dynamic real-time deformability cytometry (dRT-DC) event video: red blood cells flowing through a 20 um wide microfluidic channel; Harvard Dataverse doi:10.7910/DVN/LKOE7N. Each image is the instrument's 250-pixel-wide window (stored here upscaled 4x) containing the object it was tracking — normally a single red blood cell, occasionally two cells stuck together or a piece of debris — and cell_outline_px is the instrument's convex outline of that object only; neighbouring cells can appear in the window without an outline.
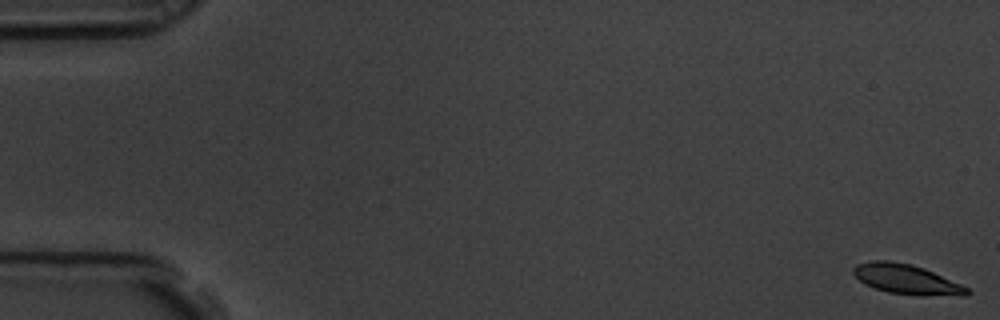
{"species": "common noctule bat (a hibernating species)", "species_latin": "Nyctalus noctula", "temperature_condition": "room temperature", "stored_images_in_passage": 6, "camera_frame_rate_fps": 3000, "um_per_image_px": 0.085, "animal": {"sex": "male", "body_mass_g": 19.5, "forearm_length_mm": 54.6}, "frame": {"image": 1, "passage_image": 1, "time_ms": 0.0, "image_size_px": [1000, 320], "cell_outline_px": [[972, 292], [968, 296], [964, 296], [888, 292], [876, 288], [860, 280], [852, 272], [852, 268], [856, 264], [872, 260], [888, 260], [912, 264], [924, 268], [960, 284], [968, 288]], "centroid_in_image_um": [77.05, 23.7], "position_along_channel_um": 8.0, "area_um2": 19.19}}
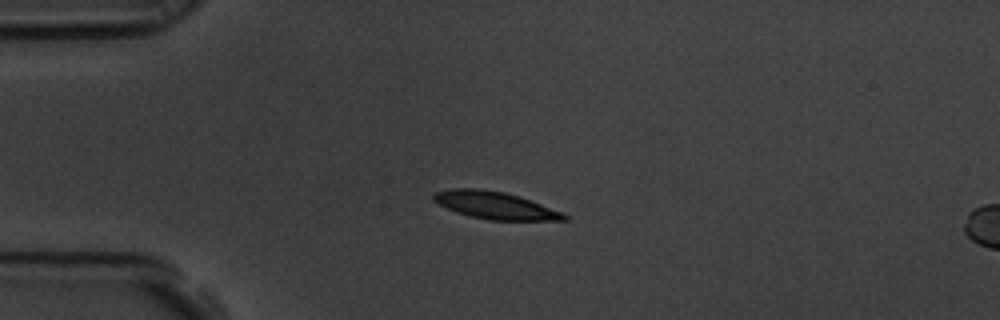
{"frame": {"image": 2, "passage_image": 5, "time_ms": 1.333, "image_size_px": [1000, 320], "cell_outline_px": [[568, 220], [488, 220], [468, 216], [456, 212], [432, 200], [432, 196], [436, 192], [452, 188], [476, 188], [504, 192], [520, 196], [564, 212], [568, 216]], "centroid_in_image_um": [42.11, 17.46], "position_along_channel_um": 42.9, "area_um2": 20.87}}